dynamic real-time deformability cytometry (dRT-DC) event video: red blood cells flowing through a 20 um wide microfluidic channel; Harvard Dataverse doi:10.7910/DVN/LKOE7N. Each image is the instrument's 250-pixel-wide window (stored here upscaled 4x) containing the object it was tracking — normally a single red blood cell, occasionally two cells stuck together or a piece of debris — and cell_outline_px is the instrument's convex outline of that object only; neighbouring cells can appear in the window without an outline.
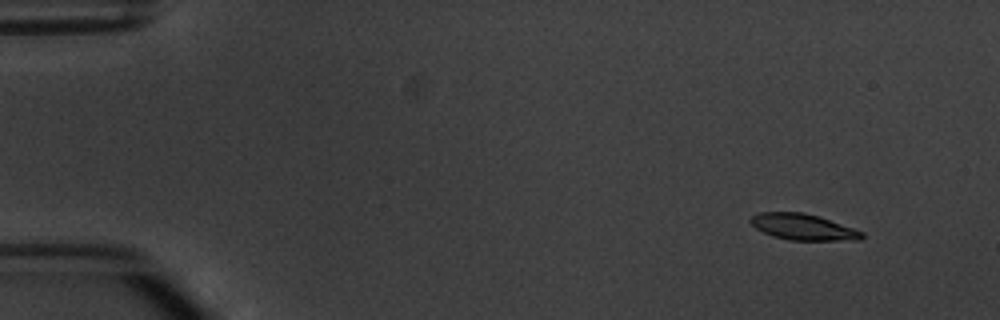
{"species": "common noctule bat (a hibernating species)", "species_latin": "Nyctalus noctula", "temperature_condition": "warm", "stored_images_in_passage": 4, "camera_frame_rate_fps": 3000, "um_per_image_px": 0.085, "animal": {"sex": "male", "body_mass_g": 20.1, "forearm_length_mm": 53.5}, "frame": {"image": 1, "passage_image": 1, "time_ms": 0.0, "image_size_px": [1000, 320], "cell_outline_px": [[864, 236], [860, 240], [788, 240], [772, 236], [756, 228], [748, 220], [752, 216], [760, 212], [800, 212], [820, 216], [864, 232]], "centroid_in_image_um": [68.27, 19.29], "position_along_channel_um": 16.7, "area_um2": 16.94}}
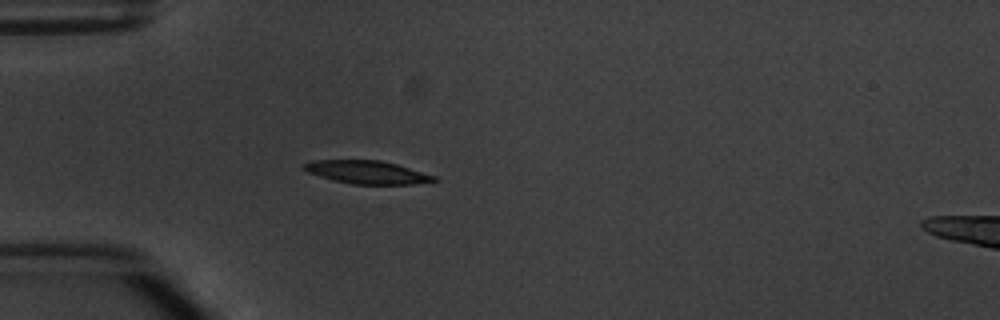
{"frame": {"image": 2, "passage_image": 4, "time_ms": 3.667, "image_size_px": [1000, 320], "cell_outline_px": [[440, 180], [412, 184], [352, 184], [332, 180], [308, 172], [300, 168], [300, 164], [312, 160], [380, 160], [396, 164], [436, 176]], "centroid_in_image_um": [31.15, 14.63], "position_along_channel_um": 53.9, "area_um2": 17.57}}